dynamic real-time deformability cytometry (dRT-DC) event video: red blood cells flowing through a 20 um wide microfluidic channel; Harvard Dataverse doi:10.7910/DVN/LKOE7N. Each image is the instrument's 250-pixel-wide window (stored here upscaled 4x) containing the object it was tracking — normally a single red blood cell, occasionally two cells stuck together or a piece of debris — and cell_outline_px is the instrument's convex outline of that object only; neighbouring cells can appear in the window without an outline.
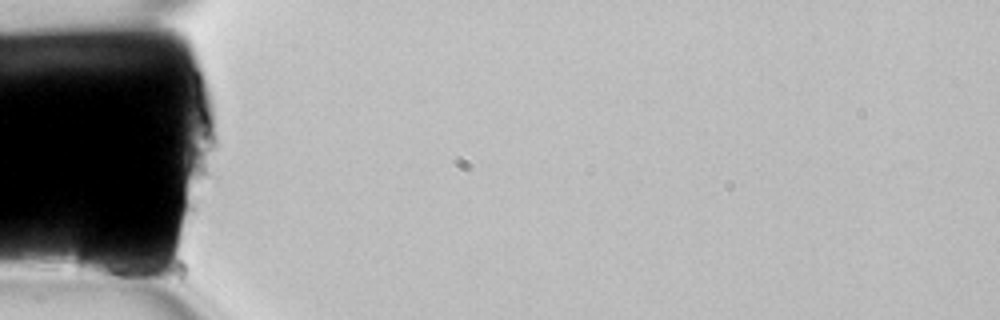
{"species": "common noctule bat (a hibernating species)", "species_latin": "Nyctalus noctula", "temperature_condition": "room temperature", "stored_images_in_passage": 3, "camera_frame_rate_fps": 3000, "um_per_image_px": 0.085, "animal": {"sex": "female", "body_mass_g": 22.7, "forearm_length_mm": 54.2}, "frame": {"image": 1, "passage_image": 1, "time_ms": 0.0, "image_size_px": [1000, 320], "cell_outline_px": [[148, 268], [144, 284], [96, 276], [80, 272], [76, 264], [76, 256], [84, 232], [88, 228], [100, 224], [148, 264]], "centroid_in_image_um": [9.27, 21.87], "position_along_channel_um": 75.7, "area_um2": 19.54}}